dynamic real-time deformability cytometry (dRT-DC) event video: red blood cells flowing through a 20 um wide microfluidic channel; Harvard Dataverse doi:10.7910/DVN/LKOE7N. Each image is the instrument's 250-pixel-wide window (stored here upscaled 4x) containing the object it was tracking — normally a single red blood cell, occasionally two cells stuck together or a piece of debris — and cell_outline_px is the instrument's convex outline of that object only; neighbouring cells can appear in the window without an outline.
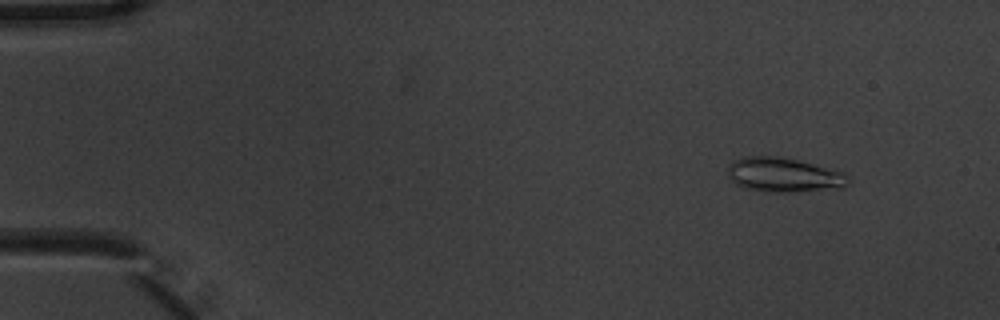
{"species": "common noctule bat (a hibernating species)", "species_latin": "Nyctalus noctula", "temperature_condition": "warm", "stored_images_in_passage": 6, "camera_frame_rate_fps": 3000, "um_per_image_px": 0.085, "animal": {"sex": "male", "body_mass_g": 20.1, "forearm_length_mm": 53.5}, "frame": {"image": 1, "passage_image": 2, "time_ms": 0.333, "image_size_px": [1000, 320], "cell_outline_px": [[848, 184], [844, 188], [792, 192], [764, 192], [748, 188], [736, 184], [728, 176], [728, 164], [732, 160], [740, 156], [776, 156], [796, 160], [844, 172], [848, 176]], "centroid_in_image_um": [66.6, 14.87], "position_along_channel_um": 18.4, "area_um2": 24.28}}
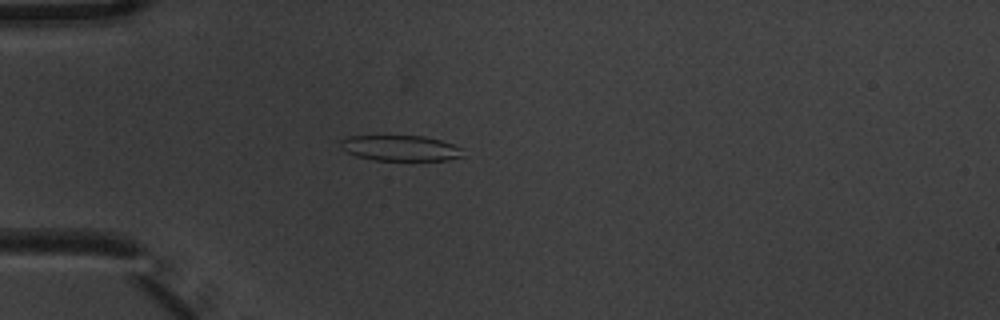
{"frame": {"image": 2, "passage_image": 5, "time_ms": 1.333, "image_size_px": [1000, 320], "cell_outline_px": [[464, 156], [448, 160], [372, 160], [356, 156], [340, 148], [340, 140], [348, 136], [424, 136], [440, 140], [464, 148]], "centroid_in_image_um": [34.05, 12.59], "position_along_channel_um": 50.9, "area_um2": 18.38}}